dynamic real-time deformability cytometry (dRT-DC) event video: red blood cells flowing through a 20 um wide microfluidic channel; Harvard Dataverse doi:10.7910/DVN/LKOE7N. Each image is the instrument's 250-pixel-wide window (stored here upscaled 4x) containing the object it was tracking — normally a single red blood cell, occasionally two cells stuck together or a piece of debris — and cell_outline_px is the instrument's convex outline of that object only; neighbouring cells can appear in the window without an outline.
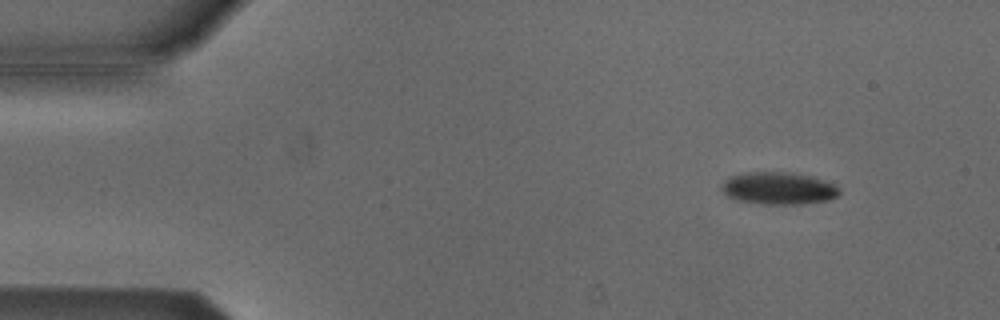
{"species": "Egyptian fruit bat (a non-hibernating species)", "species_latin": "Rousettus aegyptiacus", "temperature_condition": "cold", "stored_images_in_passage": 50, "camera_frame_rate_fps": 3000, "um_per_image_px": 0.085, "animal": {"sex": "male"}, "frame": {"image": 1, "passage_image": 3, "time_ms": 0.667, "image_size_px": [1000, 320], "cell_outline_px": [[840, 192], [836, 196], [828, 200], [800, 204], [764, 204], [736, 200], [728, 196], [720, 188], [720, 184], [728, 176], [748, 172], [788, 172], [808, 176], [836, 184], [840, 188]], "centroid_in_image_um": [66.14, 16.0], "position_along_channel_um": 18.9, "area_um2": 22.2}}
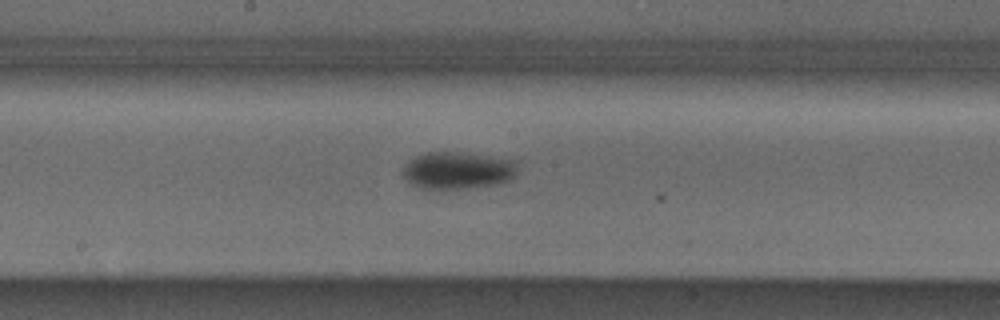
{"frame": {"image": 2, "passage_image": 25, "time_ms": 8.0, "image_size_px": [1000, 320], "cell_outline_px": [[516, 176], [512, 180], [500, 184], [472, 188], [428, 192], [412, 184], [400, 172], [408, 160], [424, 152], [456, 152], [488, 156], [516, 160]], "centroid_in_image_um": [38.88, 14.53], "position_along_channel_um": 209.3, "area_um2": 25.78}}
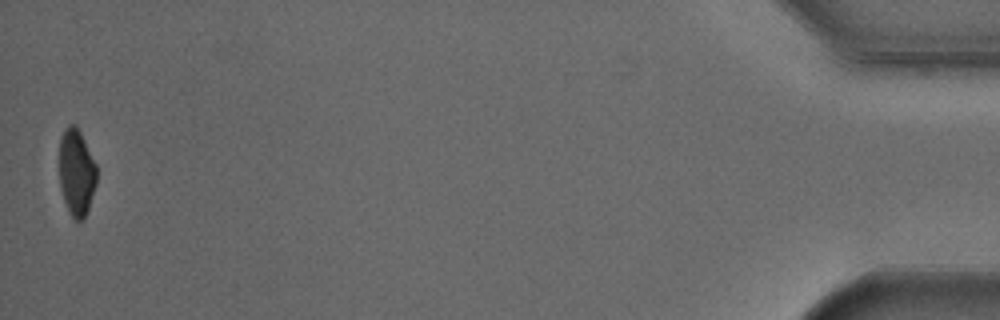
{"frame": {"image": 3, "passage_image": 50, "time_ms": 16.333, "image_size_px": [1000, 320], "cell_outline_px": [[96, 184], [84, 220], [76, 220], [68, 212], [60, 188], [60, 136], [64, 128], [68, 124], [76, 124], [96, 164]], "centroid_in_image_um": [6.49, 14.64], "position_along_channel_um": 428.7, "area_um2": 18.84}, "authors_computed_cell_mechanics": {"area_um2": 23.2645, "velocity_mm_per_s": 3.8222, "shape_relaxation_time_tau1_ms": 4.1207, "shape_relaxation_time_tau2_ms": null, "deformation_change_tau1": 0.0938, "deformation_change_tau2": null}}